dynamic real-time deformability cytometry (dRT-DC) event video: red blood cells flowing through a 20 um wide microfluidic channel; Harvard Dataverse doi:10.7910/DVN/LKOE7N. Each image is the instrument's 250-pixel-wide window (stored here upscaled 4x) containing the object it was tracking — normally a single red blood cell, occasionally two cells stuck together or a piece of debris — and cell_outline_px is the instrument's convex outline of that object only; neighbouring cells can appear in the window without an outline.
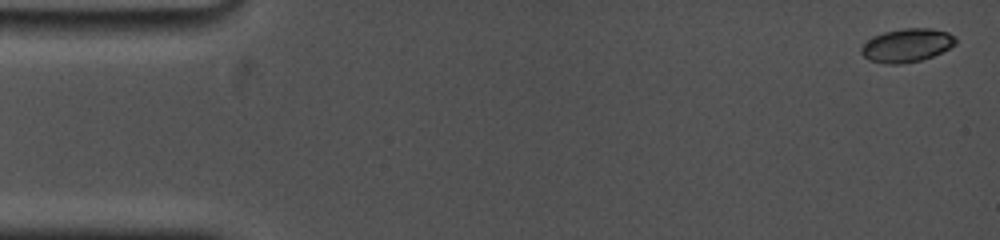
{"species": "common noctule bat (a hibernating species)", "species_latin": "Nyctalus noctula", "temperature_condition": "cold", "stored_images_in_passage": 45, "camera_frame_rate_fps": 5000, "um_per_image_px": 0.085, "animal": {"sex": "female", "body_mass_g": 19.0, "forearm_length_mm": 53.3}, "frame": {"image": 1, "passage_image": 1, "time_ms": 0.0, "image_size_px": [1000, 240], "cell_outline_px": [[956, 44], [932, 56], [920, 60], [900, 64], [884, 64], [868, 60], [860, 52], [860, 48], [872, 36], [884, 32], [904, 28], [932, 28], [948, 32], [956, 36]], "centroid_in_image_um": [77.07, 3.85], "position_along_channel_um": 7.9, "area_um2": 18.44}}
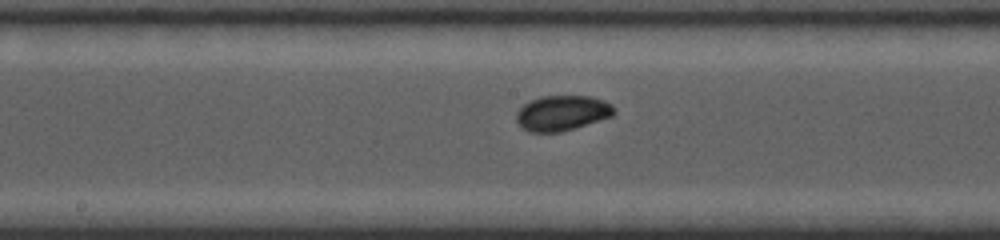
{"frame": {"image": 2, "passage_image": 23, "time_ms": 8.6, "image_size_px": [1000, 240], "cell_outline_px": [[616, 112], [612, 116], [576, 128], [560, 132], [528, 132], [520, 128], [516, 120], [516, 112], [524, 104], [540, 96], [588, 96], [604, 100], [612, 104], [616, 108]], "centroid_in_image_um": [47.78, 9.62], "position_along_channel_um": 200.4, "area_um2": 20.29}}
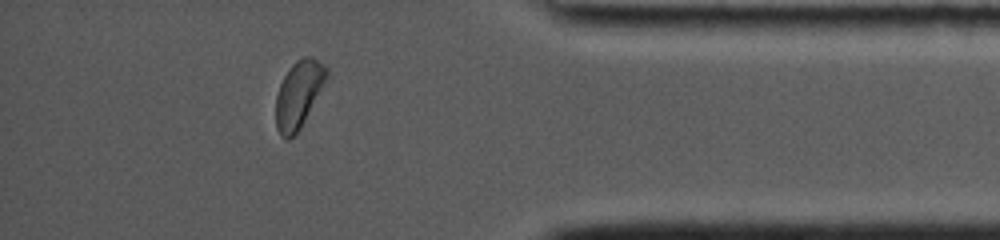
{"frame": {"image": 3, "passage_image": 39, "time_ms": 14.6, "image_size_px": [1000, 240], "cell_outline_px": [[328, 76], [300, 128], [288, 140], [280, 136], [276, 128], [276, 96], [280, 84], [288, 68], [296, 60], [304, 56], [312, 56], [328, 68]], "centroid_in_image_um": [25.37, 7.99], "position_along_channel_um": 409.8, "area_um2": 19.59}, "authors_computed_cell_mechanics": {"area_um2": 19.0162, "velocity_mm_per_s": 3.7302, "shape_relaxation_time_tau1_ms": 1.4248, "shape_relaxation_time_tau2_ms": null, "deformation_change_tau1": 0.0748, "deformation_change_tau2": null}}